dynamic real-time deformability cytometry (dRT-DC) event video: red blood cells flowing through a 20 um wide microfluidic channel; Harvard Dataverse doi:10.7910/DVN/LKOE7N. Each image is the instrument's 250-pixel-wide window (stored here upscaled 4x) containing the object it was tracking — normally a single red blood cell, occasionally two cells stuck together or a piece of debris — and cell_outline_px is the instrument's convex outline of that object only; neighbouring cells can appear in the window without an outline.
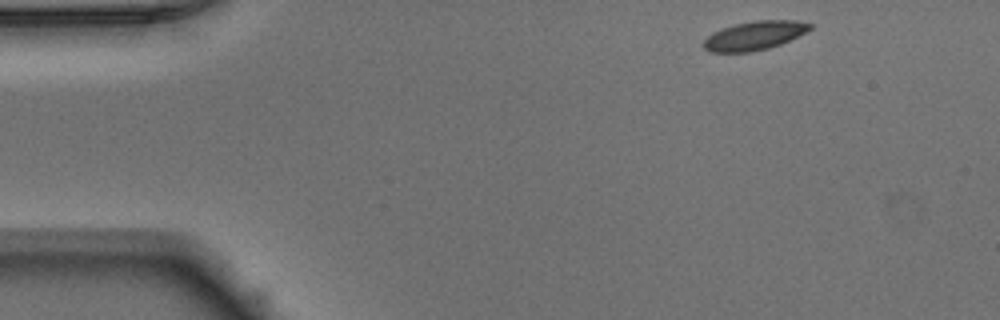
{"species": "Egyptian fruit bat (a non-hibernating species)", "species_latin": "Rousettus aegyptiacus", "temperature_condition": "warm", "stored_images_in_passage": 17, "camera_frame_rate_fps": 3000, "um_per_image_px": 0.085, "animal": {"sex": "male"}, "frame": {"image": 1, "passage_image": 1, "time_ms": 0.0, "image_size_px": [1000, 320], "cell_outline_px": [[812, 28], [780, 44], [768, 48], [748, 52], [712, 52], [704, 48], [704, 40], [712, 32], [736, 24], [756, 20], [796, 20], [812, 24]], "centroid_in_image_um": [64.12, 3.02], "position_along_channel_um": 20.9, "area_um2": 17.51}}
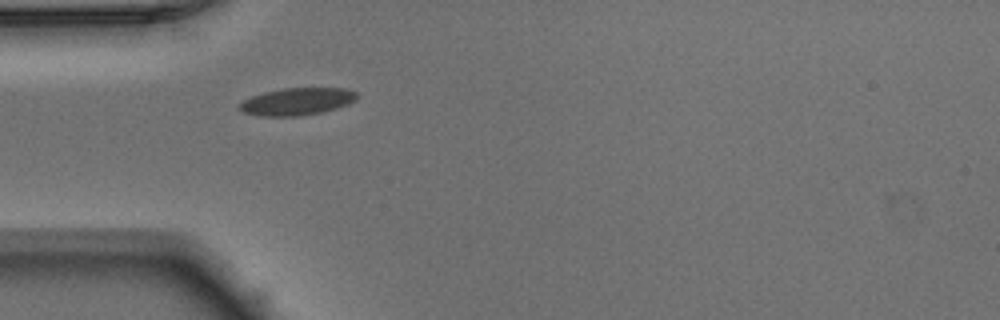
{"frame": {"image": 2, "passage_image": 10, "time_ms": 3.0, "image_size_px": [1000, 320], "cell_outline_px": [[360, 96], [356, 100], [348, 104], [336, 108], [320, 112], [296, 116], [264, 116], [244, 112], [240, 108], [240, 104], [244, 100], [252, 96], [264, 92], [284, 88], [348, 88], [356, 92]], "centroid_in_image_um": [25.31, 8.61], "position_along_channel_um": 59.7, "area_um2": 18.5}}
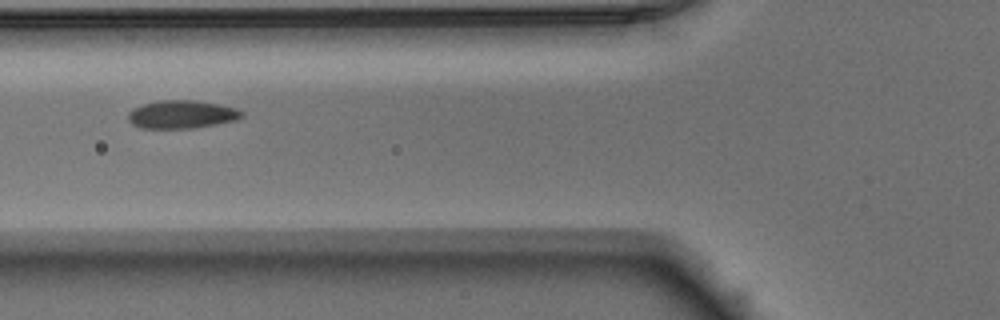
{"frame": {"image": 3, "passage_image": 14, "time_ms": 4.333, "image_size_px": [1000, 320], "cell_outline_px": [[244, 116], [236, 120], [192, 128], [140, 128], [132, 124], [128, 120], [128, 112], [132, 108], [140, 104], [160, 100], [196, 100], [236, 108], [244, 112]], "centroid_in_image_um": [15.4, 9.71], "position_along_channel_um": 110.4, "area_um2": 18.67}}